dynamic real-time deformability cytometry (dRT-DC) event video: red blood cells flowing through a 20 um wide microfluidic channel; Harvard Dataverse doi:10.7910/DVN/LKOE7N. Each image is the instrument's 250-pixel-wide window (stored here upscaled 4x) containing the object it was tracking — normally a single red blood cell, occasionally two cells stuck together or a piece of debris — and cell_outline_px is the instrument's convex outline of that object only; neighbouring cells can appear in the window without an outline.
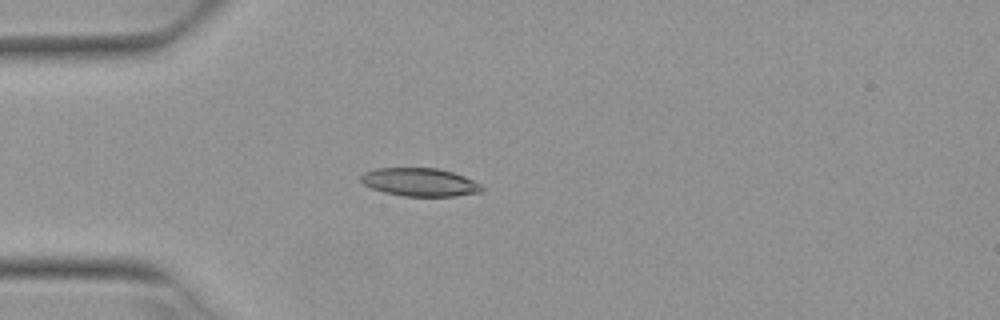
{"species": "Egyptian fruit bat (a non-hibernating species)", "species_latin": "Rousettus aegyptiacus", "temperature_condition": "warm", "stored_images_in_passage": 4, "camera_frame_rate_fps": 3000, "um_per_image_px": 0.085, "animal": {"sex": "female"}, "frame": {"image": 1, "passage_image": 4, "time_ms": 1.0, "image_size_px": [1000, 320], "cell_outline_px": [[484, 188], [480, 192], [452, 196], [404, 196], [384, 192], [372, 188], [364, 184], [360, 180], [360, 176], [364, 172], [376, 168], [436, 168], [452, 172], [464, 176], [480, 184]], "centroid_in_image_um": [35.66, 15.48], "position_along_channel_um": 49.3, "area_um2": 19.71}}